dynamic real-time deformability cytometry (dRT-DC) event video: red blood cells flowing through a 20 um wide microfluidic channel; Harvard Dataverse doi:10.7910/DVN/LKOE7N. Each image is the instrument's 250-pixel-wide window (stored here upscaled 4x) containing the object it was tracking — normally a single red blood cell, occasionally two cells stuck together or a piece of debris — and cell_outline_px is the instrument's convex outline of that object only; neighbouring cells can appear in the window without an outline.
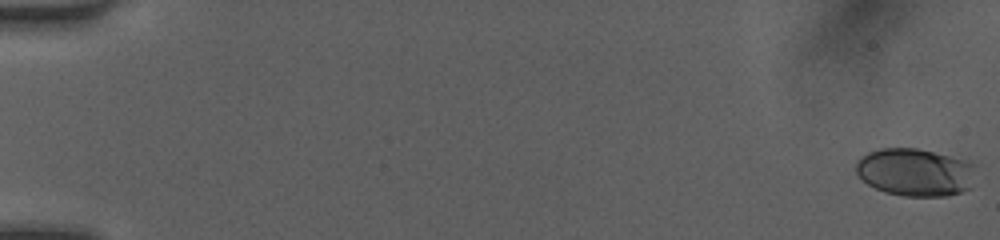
{"species": "human", "species_latin": "Homo sapiens", "temperature_condition": "room temperature", "stored_images_in_passage": 51, "camera_frame_rate_fps": 3000, "um_per_image_px": 0.085, "donor": {"sex": "female"}, "frame": {"image": 1, "passage_image": 1, "time_ms": 0.0, "image_size_px": [1000, 240], "cell_outline_px": [[972, 188], [948, 196], [904, 196], [884, 192], [868, 184], [856, 172], [856, 164], [868, 152], [880, 148], [916, 148], [968, 160], [972, 164]], "centroid_in_image_um": [77.79, 14.64], "position_along_channel_um": 7.2, "area_um2": 33.06}}
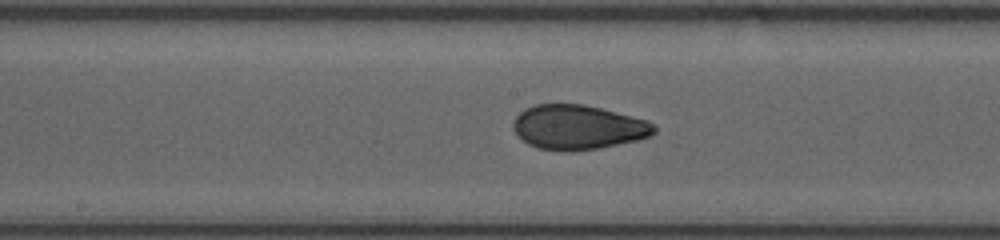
{"frame": {"image": 2, "passage_image": 28, "time_ms": 9.0, "image_size_px": [1000, 240], "cell_outline_px": [[656, 132], [648, 136], [636, 140], [600, 148], [564, 152], [536, 148], [528, 144], [512, 128], [512, 124], [516, 116], [524, 108], [536, 104], [584, 104], [648, 120], [656, 128]], "centroid_in_image_um": [49.1, 10.81], "position_along_channel_um": 199.1, "area_um2": 36.53}}
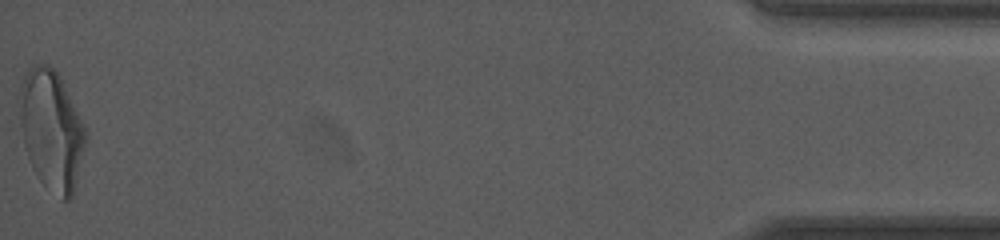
{"frame": {"image": 3, "passage_image": 51, "time_ms": 16.667, "image_size_px": [1000, 240], "cell_outline_px": [[88, 136], [72, 196], [68, 200], [60, 200], [40, 180], [32, 168], [24, 144], [20, 124], [20, 84], [28, 68], [36, 64], [48, 64], [56, 68], [88, 128]], "centroid_in_image_um": [4.41, 11.01], "position_along_channel_um": 430.8, "area_um2": 46.64}, "authors_computed_cell_mechanics": {"area_um2": 36.4718, "velocity_mm_per_s": 4.1862, "shape_relaxation_time_tau1_ms": 4.5406, "shape_relaxation_time_tau2_ms": 0.9377, "deformation_change_tau1": 0.1926, "deformation_change_tau2": 0.0602}}